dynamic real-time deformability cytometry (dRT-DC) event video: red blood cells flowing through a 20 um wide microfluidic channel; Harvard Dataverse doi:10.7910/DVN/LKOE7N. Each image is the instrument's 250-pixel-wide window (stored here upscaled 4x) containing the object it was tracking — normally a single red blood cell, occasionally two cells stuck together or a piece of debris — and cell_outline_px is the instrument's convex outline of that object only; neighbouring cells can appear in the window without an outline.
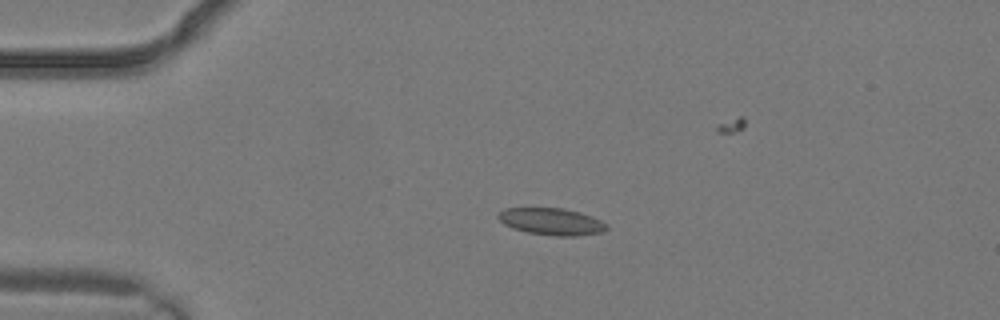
{"species": "common noctule bat (a hibernating species)", "species_latin": "Nyctalus noctula", "temperature_condition": "warm", "stored_images_in_passage": 3, "camera_frame_rate_fps": 3000, "um_per_image_px": 0.085, "animal": {"sex": "male", "body_mass_g": 19.2, "forearm_length_mm": 51.8}, "frame": {"image": 1, "passage_image": 2, "time_ms": 0.333, "image_size_px": [1000, 320], "cell_outline_px": [[608, 228], [604, 232], [576, 236], [556, 236], [528, 232], [512, 228], [504, 224], [496, 216], [504, 208], [564, 208], [580, 212], [592, 216], [608, 224]], "centroid_in_image_um": [46.91, 18.83], "position_along_channel_um": 38.1, "area_um2": 17.11}}